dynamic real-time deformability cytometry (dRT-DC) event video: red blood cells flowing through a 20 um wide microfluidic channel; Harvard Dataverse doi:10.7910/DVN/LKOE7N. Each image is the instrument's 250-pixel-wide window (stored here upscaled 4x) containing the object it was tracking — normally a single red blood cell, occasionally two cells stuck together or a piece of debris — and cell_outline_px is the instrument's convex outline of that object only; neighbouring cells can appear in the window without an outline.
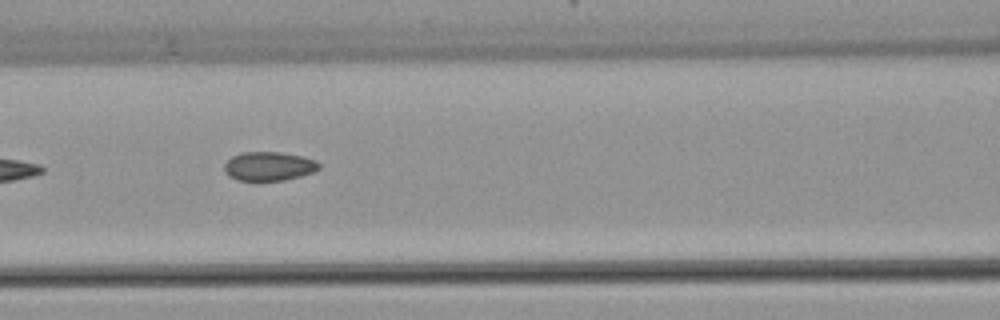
{"species": "common noctule bat (a hibernating species)", "species_latin": "Nyctalus noctula", "temperature_condition": "warm", "stored_images_in_passage": 5, "camera_frame_rate_fps": 3000, "um_per_image_px": 0.085, "animal": {"sex": "female", "body_mass_g": 22.7, "forearm_length_mm": 54.2}, "frame": {"image": 1, "passage_image": 3, "time_ms": 2.333, "image_size_px": [1000, 320], "cell_outline_px": [[320, 168], [312, 172], [300, 176], [284, 180], [236, 180], [228, 176], [224, 172], [224, 164], [232, 156], [240, 152], [280, 152], [300, 156], [316, 160], [320, 164]], "centroid_in_image_um": [22.82, 14.12], "position_along_channel_um": 143.8, "area_um2": 15.95}}